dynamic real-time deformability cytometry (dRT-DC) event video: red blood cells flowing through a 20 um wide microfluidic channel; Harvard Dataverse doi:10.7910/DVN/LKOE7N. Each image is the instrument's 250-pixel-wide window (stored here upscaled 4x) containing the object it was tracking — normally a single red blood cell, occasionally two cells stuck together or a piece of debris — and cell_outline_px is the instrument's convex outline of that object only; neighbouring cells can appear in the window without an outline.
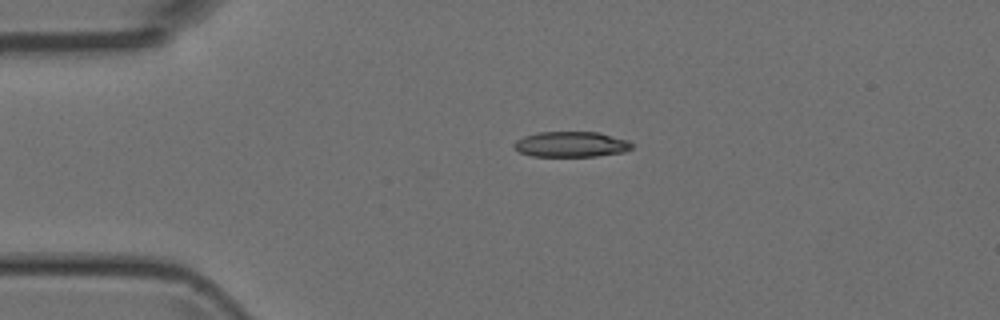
{"species": "Egyptian fruit bat (a non-hibernating species)", "species_latin": "Rousettus aegyptiacus", "temperature_condition": "room temperature", "stored_images_in_passage": 49, "camera_frame_rate_fps": 3000, "um_per_image_px": 0.085, "animal": {"sex": "female"}, "frame": {"image": 1, "passage_image": 10, "time_ms": 3.0, "image_size_px": [1000, 320], "cell_outline_px": [[632, 148], [624, 152], [596, 156], [532, 156], [520, 152], [512, 144], [516, 140], [524, 136], [540, 132], [596, 132], [628, 140], [632, 144]], "centroid_in_image_um": [48.54, 12.27], "position_along_channel_um": 36.5, "area_um2": 17.34}}
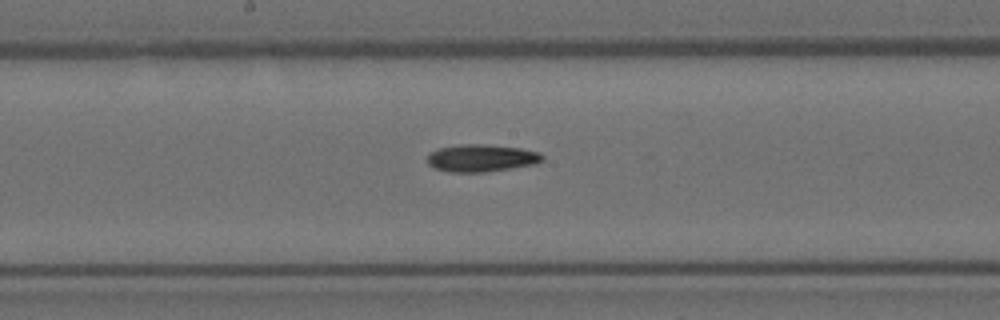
{"frame": {"image": 2, "passage_image": 25, "time_ms": 8.0, "image_size_px": [1000, 320], "cell_outline_px": [[544, 160], [536, 164], [484, 172], [448, 172], [436, 168], [428, 164], [428, 156], [436, 148], [460, 144], [484, 144], [520, 148], [540, 152], [544, 156]], "centroid_in_image_um": [40.94, 13.43], "position_along_channel_um": 207.3, "area_um2": 18.38}}
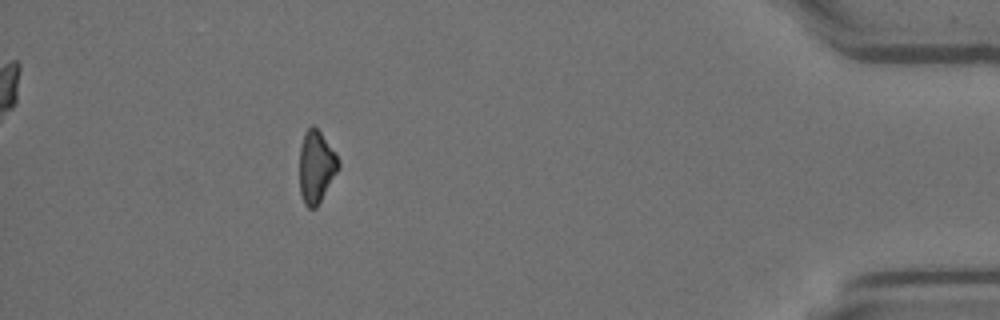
{"frame": {"image": 3, "passage_image": 44, "time_ms": 14.333, "image_size_px": [1000, 320], "cell_outline_px": [[340, 168], [316, 208], [308, 208], [304, 204], [300, 192], [300, 144], [304, 132], [312, 124], [320, 132], [336, 156], [340, 164]], "centroid_in_image_um": [26.86, 14.19], "position_along_channel_um": 408.3, "area_um2": 16.24}}